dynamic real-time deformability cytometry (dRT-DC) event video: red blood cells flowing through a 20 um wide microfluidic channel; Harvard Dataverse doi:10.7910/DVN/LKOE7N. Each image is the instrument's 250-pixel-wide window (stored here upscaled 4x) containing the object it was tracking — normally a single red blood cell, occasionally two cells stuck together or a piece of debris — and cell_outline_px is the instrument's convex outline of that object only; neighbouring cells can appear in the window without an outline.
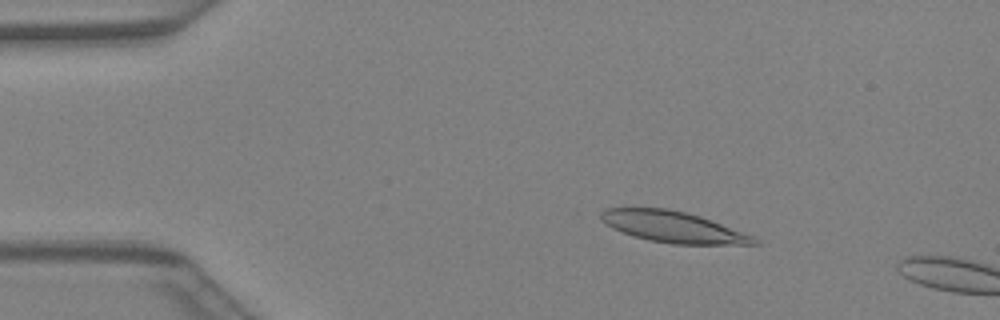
{"species": "Egyptian fruit bat (a non-hibernating species)", "species_latin": "Rousettus aegyptiacus", "temperature_condition": "warm", "stored_images_in_passage": 8, "camera_frame_rate_fps": 3000, "um_per_image_px": 0.085, "animal": {"sex": "female"}, "frame": {"image": 1, "passage_image": 6, "time_ms": 1.667, "image_size_px": [1000, 320], "cell_outline_px": [[764, 244], [672, 244], [648, 240], [612, 228], [600, 220], [600, 212], [604, 208], [668, 208], [700, 216], [752, 236], [760, 240]], "centroid_in_image_um": [57.19, 19.28], "position_along_channel_um": 27.8, "area_um2": 27.51}}